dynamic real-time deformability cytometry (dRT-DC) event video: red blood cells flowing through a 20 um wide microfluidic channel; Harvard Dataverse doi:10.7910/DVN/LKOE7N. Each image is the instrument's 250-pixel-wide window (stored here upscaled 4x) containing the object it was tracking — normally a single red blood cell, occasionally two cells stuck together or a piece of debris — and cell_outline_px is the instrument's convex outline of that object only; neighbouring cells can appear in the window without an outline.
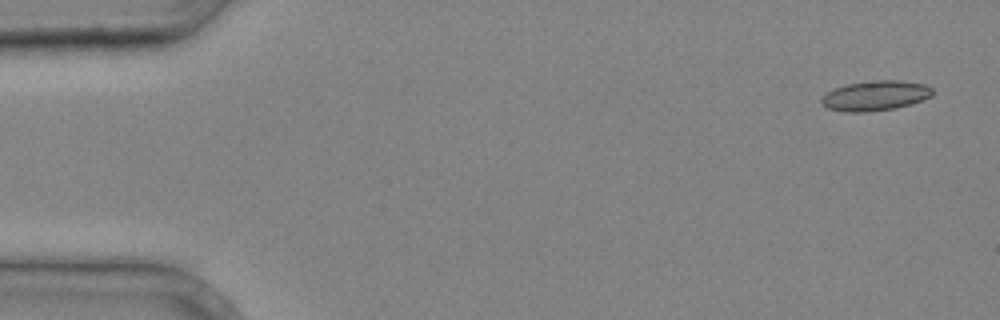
{"species": "common noctule bat (a hibernating species)", "species_latin": "Nyctalus noctula", "temperature_condition": "cold", "stored_images_in_passage": 3, "segment_of_instrument_passage": [2, 2], "camera_frame_rate_fps": 3000, "um_per_image_px": 0.085, "animal": {"sex": "male", "body_mass_g": 20.4}, "frame": {"image": 1, "passage_image": 3, "time_ms": 0.667, "image_size_px": [1000, 320], "cell_outline_px": [[936, 92], [932, 96], [912, 104], [896, 108], [864, 112], [848, 112], [828, 108], [820, 104], [820, 100], [828, 92], [836, 88], [848, 84], [876, 80], [896, 80], [924, 84], [932, 88]], "centroid_in_image_um": [74.44, 8.14], "position_along_channel_um": 10.6, "area_um2": 19.31}}